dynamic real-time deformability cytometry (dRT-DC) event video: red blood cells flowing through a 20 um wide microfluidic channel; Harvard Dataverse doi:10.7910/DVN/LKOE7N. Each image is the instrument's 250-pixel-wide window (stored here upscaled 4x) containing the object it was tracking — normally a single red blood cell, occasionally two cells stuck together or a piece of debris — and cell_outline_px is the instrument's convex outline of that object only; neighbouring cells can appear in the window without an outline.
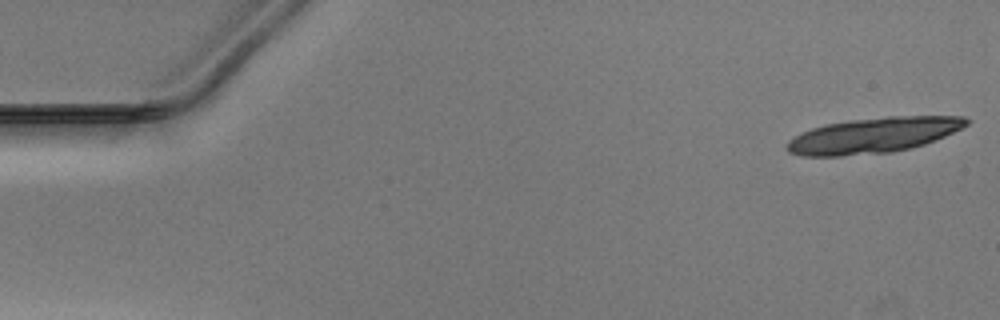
{"species": "Egyptian fruit bat (a non-hibernating species)", "species_latin": "Rousettus aegyptiacus", "temperature_condition": "warm", "stored_images_in_passage": 14, "camera_frame_rate_fps": 3000, "um_per_image_px": 0.085, "animal": {"sex": "male"}, "frame": {"image": 1, "passage_image": 1, "time_ms": 0.0, "image_size_px": [1000, 320], "cell_outline_px": [[972, 120], [968, 124], [944, 136], [924, 144], [912, 148], [892, 152], [840, 156], [800, 156], [788, 152], [784, 148], [788, 140], [812, 128], [824, 124], [852, 120], [888, 116], [964, 116]], "centroid_in_image_um": [74.22, 11.5], "position_along_channel_um": 10.8, "area_um2": 37.05}}